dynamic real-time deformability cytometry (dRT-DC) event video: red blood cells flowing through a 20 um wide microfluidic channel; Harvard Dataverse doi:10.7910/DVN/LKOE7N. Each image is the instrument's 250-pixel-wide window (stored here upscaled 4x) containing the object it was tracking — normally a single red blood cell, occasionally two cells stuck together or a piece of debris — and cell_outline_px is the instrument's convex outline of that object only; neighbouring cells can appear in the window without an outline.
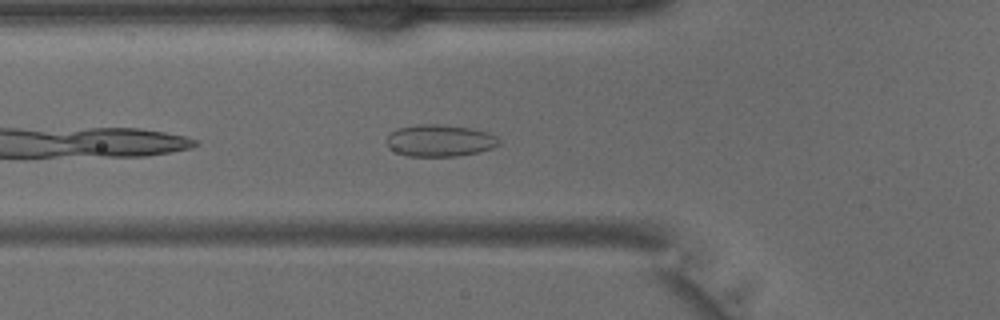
{"species": "common noctule bat (a hibernating species)", "species_latin": "Nyctalus noctula", "temperature_condition": "warm", "stored_images_in_passage": 14, "camera_frame_rate_fps": 3000, "um_per_image_px": 0.085, "animal": {"sex": "male", "body_mass_g": 15.6}, "frame": {"image": 1, "passage_image": 3, "time_ms": 0.667, "image_size_px": [1000, 320], "cell_outline_px": [[500, 144], [492, 148], [480, 152], [456, 156], [408, 156], [396, 152], [388, 148], [384, 140], [396, 128], [416, 124], [440, 124], [472, 128], [488, 132], [496, 136], [500, 140]], "centroid_in_image_um": [37.37, 11.94], "position_along_channel_um": 88.4, "area_um2": 21.21}}
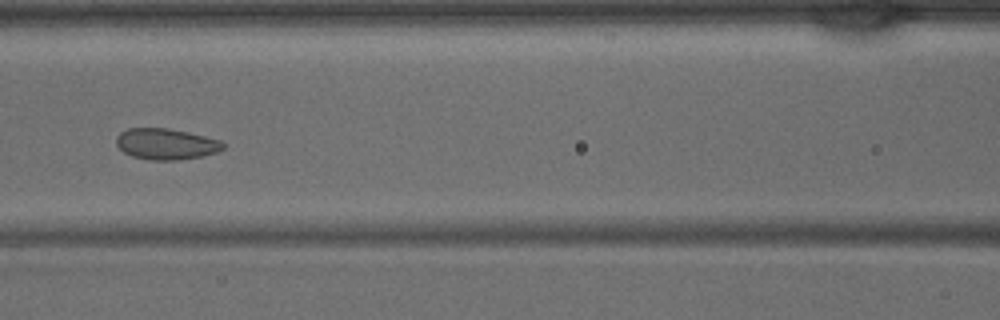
{"frame": {"image": 2, "passage_image": 7, "time_ms": 2.0, "image_size_px": [1000, 320], "cell_outline_px": [[224, 148], [216, 152], [204, 156], [176, 160], [152, 160], [132, 156], [124, 152], [116, 144], [116, 136], [120, 132], [128, 128], [168, 128], [204, 136], [220, 140], [224, 144]], "centroid_in_image_um": [14.1, 12.24], "position_along_channel_um": 152.5, "area_um2": 19.25}}